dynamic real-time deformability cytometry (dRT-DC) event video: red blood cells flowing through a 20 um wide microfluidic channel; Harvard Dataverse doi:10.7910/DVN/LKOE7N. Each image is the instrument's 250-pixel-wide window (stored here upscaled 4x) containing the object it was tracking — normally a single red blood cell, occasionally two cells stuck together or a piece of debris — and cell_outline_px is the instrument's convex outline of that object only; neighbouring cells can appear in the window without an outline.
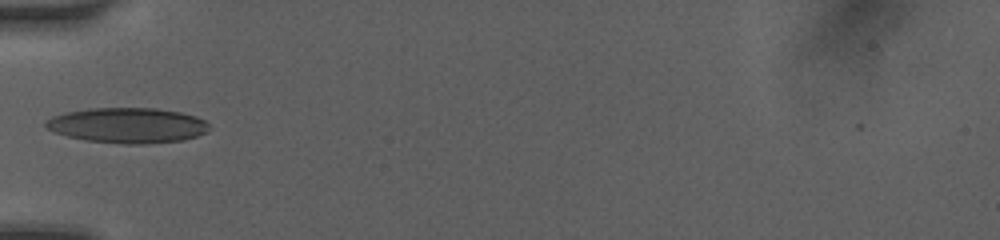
{"species": "human", "species_latin": "Homo sapiens", "temperature_condition": "room temperature", "stored_images_in_passage": 2, "camera_frame_rate_fps": 3000, "um_per_image_px": 0.085, "donor": {"sex": "female"}, "frame": {"image": 1, "passage_image": 1, "time_ms": 0.0, "image_size_px": [1000, 240], "cell_outline_px": [[212, 128], [208, 132], [184, 140], [144, 144], [124, 144], [84, 140], [68, 136], [56, 132], [48, 128], [44, 124], [44, 120], [52, 116], [64, 112], [92, 108], [156, 108], [180, 112], [196, 116], [204, 120]], "centroid_in_image_um": [10.86, 10.65], "position_along_channel_um": 74.1, "area_um2": 33.81}}
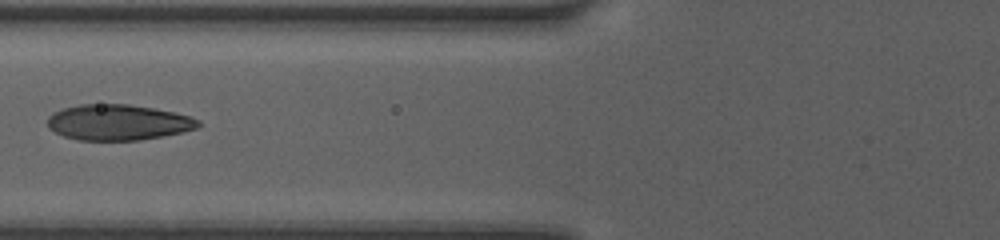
{"frame": {"image": 2, "passage_image": 2, "time_ms": 1.0, "image_size_px": [1000, 240], "cell_outline_px": [[200, 124], [196, 128], [184, 132], [136, 140], [80, 140], [64, 136], [48, 128], [48, 116], [52, 112], [64, 108], [80, 104], [128, 104], [176, 112], [192, 116], [200, 120]], "centroid_in_image_um": [10.05, 10.39], "position_along_channel_um": 115.8, "area_um2": 31.33}}